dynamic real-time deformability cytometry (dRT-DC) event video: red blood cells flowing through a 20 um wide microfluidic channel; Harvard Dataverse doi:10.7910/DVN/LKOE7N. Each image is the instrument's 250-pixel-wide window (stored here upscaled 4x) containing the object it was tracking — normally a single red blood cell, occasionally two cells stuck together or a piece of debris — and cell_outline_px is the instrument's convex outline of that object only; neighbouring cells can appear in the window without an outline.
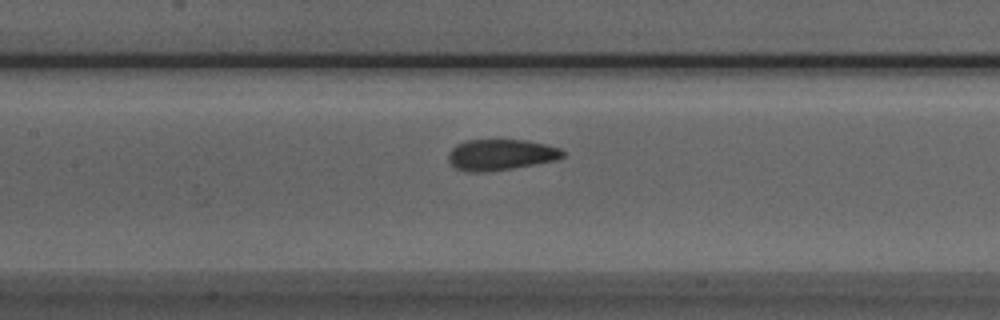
{"species": "Egyptian fruit bat (a non-hibernating species)", "species_latin": "Rousettus aegyptiacus", "temperature_condition": "room temperature", "stored_images_in_passage": 35, "camera_frame_rate_fps": 3000, "um_per_image_px": 0.085, "animal": {"sex": "male"}, "frame": {"image": 1, "passage_image": 17, "time_ms": 5.333, "image_size_px": [1000, 320], "cell_outline_px": [[564, 156], [556, 160], [512, 168], [484, 172], [468, 172], [456, 168], [448, 160], [448, 152], [456, 144], [464, 140], [528, 140], [548, 144], [560, 148], [564, 152]], "centroid_in_image_um": [42.56, 13.14], "position_along_channel_um": 164.8, "area_um2": 20.75}}
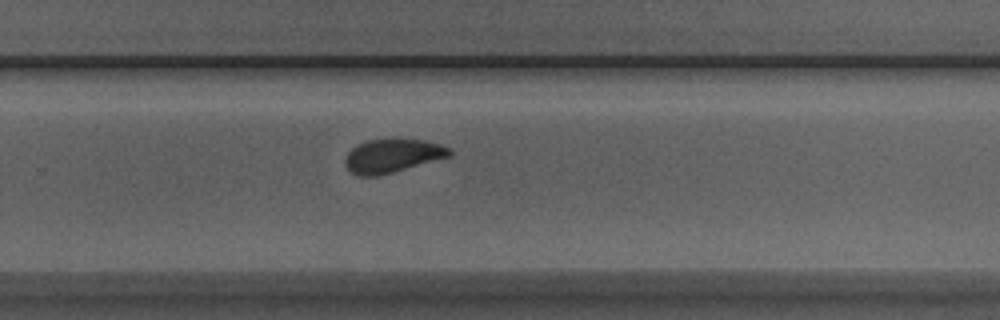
{"frame": {"image": 2, "passage_image": 27, "time_ms": 8.667, "image_size_px": [1000, 320], "cell_outline_px": [[452, 156], [392, 172], [376, 176], [360, 176], [352, 172], [344, 164], [344, 160], [348, 152], [356, 144], [368, 140], [392, 136], [424, 140], [440, 144], [452, 148]], "centroid_in_image_um": [33.37, 13.19], "position_along_channel_um": 296.4, "area_um2": 21.04}}
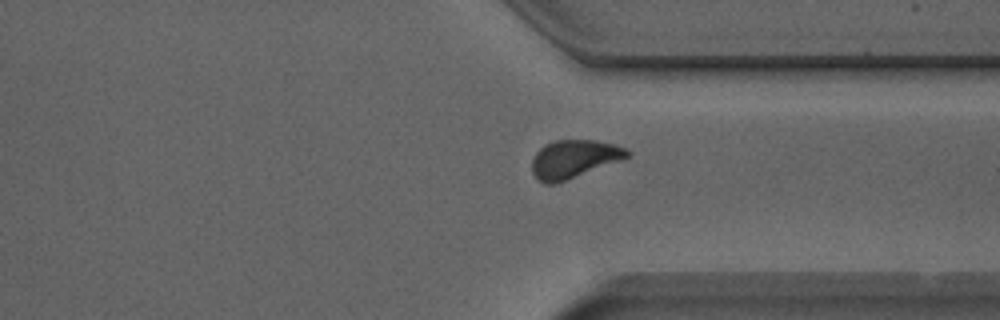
{"frame": {"image": 3, "passage_image": 32, "time_ms": 10.333, "image_size_px": [1000, 320], "cell_outline_px": [[632, 156], [624, 160], [552, 184], [544, 184], [532, 172], [532, 160], [536, 152], [544, 144], [556, 140], [596, 140], [616, 144], [628, 148], [632, 152]], "centroid_in_image_um": [48.86, 13.49], "position_along_channel_um": 362.5, "area_um2": 21.33}}